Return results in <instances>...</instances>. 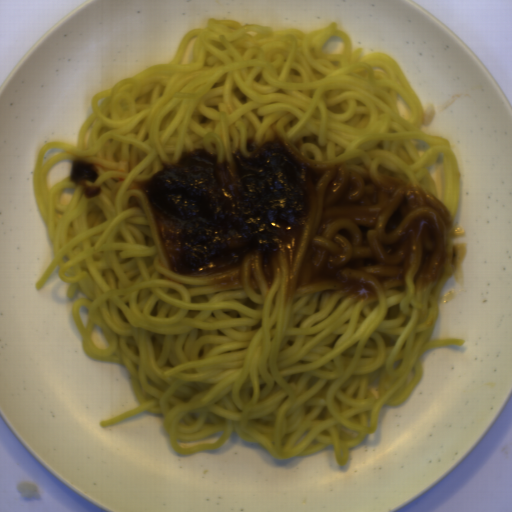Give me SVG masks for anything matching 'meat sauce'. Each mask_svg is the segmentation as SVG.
<instances>
[{
  "instance_id": "meat-sauce-1",
  "label": "meat sauce",
  "mask_w": 512,
  "mask_h": 512,
  "mask_svg": "<svg viewBox=\"0 0 512 512\" xmlns=\"http://www.w3.org/2000/svg\"><path fill=\"white\" fill-rule=\"evenodd\" d=\"M132 188L175 273L296 294L375 295L442 277L453 220L413 182L299 157L280 135L185 149Z\"/></svg>"
},
{
  "instance_id": "meat-sauce-2",
  "label": "meat sauce",
  "mask_w": 512,
  "mask_h": 512,
  "mask_svg": "<svg viewBox=\"0 0 512 512\" xmlns=\"http://www.w3.org/2000/svg\"><path fill=\"white\" fill-rule=\"evenodd\" d=\"M100 175L95 170L93 163L73 161L70 178L81 184L82 190L88 198L99 196L102 192L101 186H88L87 182H96Z\"/></svg>"
}]
</instances>
